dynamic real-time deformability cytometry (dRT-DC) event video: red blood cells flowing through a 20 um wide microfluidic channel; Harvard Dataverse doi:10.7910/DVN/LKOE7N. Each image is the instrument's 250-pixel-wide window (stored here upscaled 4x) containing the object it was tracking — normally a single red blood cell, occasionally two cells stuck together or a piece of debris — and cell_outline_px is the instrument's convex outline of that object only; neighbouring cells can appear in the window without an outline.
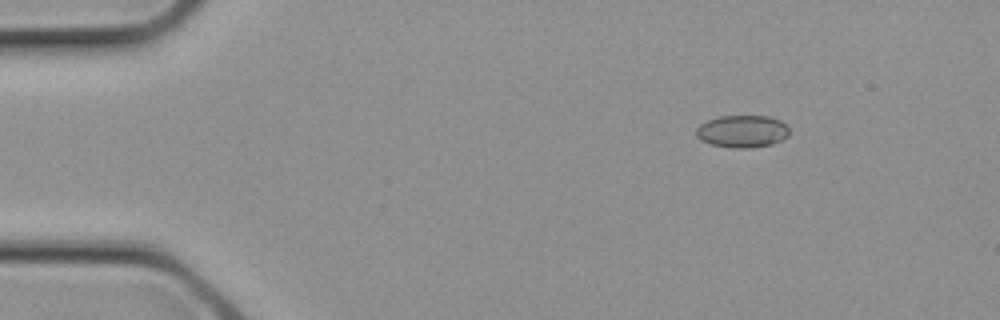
{"species": "common noctule bat (a hibernating species)", "species_latin": "Nyctalus noctula", "temperature_condition": "cold", "stored_images_in_passage": 2, "camera_frame_rate_fps": 3000, "um_per_image_px": 0.085, "animal": {"sex": "female", "body_mass_g": 21.9}, "frame": {"image": 1, "passage_image": 1, "time_ms": 0.0, "image_size_px": [1000, 320], "cell_outline_px": [[788, 136], [784, 140], [772, 144], [752, 148], [732, 148], [712, 144], [700, 140], [696, 136], [696, 128], [700, 124], [708, 120], [720, 116], [768, 116], [780, 120], [788, 128]], "centroid_in_image_um": [63.1, 11.17], "position_along_channel_um": 21.9, "area_um2": 17.63}}